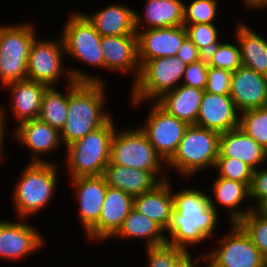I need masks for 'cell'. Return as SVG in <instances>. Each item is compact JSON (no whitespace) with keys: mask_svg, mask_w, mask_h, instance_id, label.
Here are the masks:
<instances>
[{"mask_svg":"<svg viewBox=\"0 0 267 267\" xmlns=\"http://www.w3.org/2000/svg\"><path fill=\"white\" fill-rule=\"evenodd\" d=\"M267 199V166L253 170L251 184L249 186V200L253 202L255 209L261 202ZM255 203V204H254Z\"/></svg>","mask_w":267,"mask_h":267,"instance_id":"obj_41","label":"cell"},{"mask_svg":"<svg viewBox=\"0 0 267 267\" xmlns=\"http://www.w3.org/2000/svg\"><path fill=\"white\" fill-rule=\"evenodd\" d=\"M78 201V216L86 233L98 220L104 204L107 183L103 175L69 179Z\"/></svg>","mask_w":267,"mask_h":267,"instance_id":"obj_18","label":"cell"},{"mask_svg":"<svg viewBox=\"0 0 267 267\" xmlns=\"http://www.w3.org/2000/svg\"><path fill=\"white\" fill-rule=\"evenodd\" d=\"M262 267H267V260L264 261L263 266Z\"/></svg>","mask_w":267,"mask_h":267,"instance_id":"obj_47","label":"cell"},{"mask_svg":"<svg viewBox=\"0 0 267 267\" xmlns=\"http://www.w3.org/2000/svg\"><path fill=\"white\" fill-rule=\"evenodd\" d=\"M186 38L187 31L184 25L138 31L140 65L152 59L176 56Z\"/></svg>","mask_w":267,"mask_h":267,"instance_id":"obj_16","label":"cell"},{"mask_svg":"<svg viewBox=\"0 0 267 267\" xmlns=\"http://www.w3.org/2000/svg\"><path fill=\"white\" fill-rule=\"evenodd\" d=\"M0 219V259L15 262L27 257L45 246L40 230L29 224L27 219ZM20 220V221H19Z\"/></svg>","mask_w":267,"mask_h":267,"instance_id":"obj_13","label":"cell"},{"mask_svg":"<svg viewBox=\"0 0 267 267\" xmlns=\"http://www.w3.org/2000/svg\"><path fill=\"white\" fill-rule=\"evenodd\" d=\"M204 90L180 84L155 102L170 115L195 125Z\"/></svg>","mask_w":267,"mask_h":267,"instance_id":"obj_28","label":"cell"},{"mask_svg":"<svg viewBox=\"0 0 267 267\" xmlns=\"http://www.w3.org/2000/svg\"><path fill=\"white\" fill-rule=\"evenodd\" d=\"M187 31V37L198 47L205 56L219 42L220 32L216 24H183Z\"/></svg>","mask_w":267,"mask_h":267,"instance_id":"obj_35","label":"cell"},{"mask_svg":"<svg viewBox=\"0 0 267 267\" xmlns=\"http://www.w3.org/2000/svg\"><path fill=\"white\" fill-rule=\"evenodd\" d=\"M239 128L267 151V106L241 112Z\"/></svg>","mask_w":267,"mask_h":267,"instance_id":"obj_32","label":"cell"},{"mask_svg":"<svg viewBox=\"0 0 267 267\" xmlns=\"http://www.w3.org/2000/svg\"><path fill=\"white\" fill-rule=\"evenodd\" d=\"M144 8L143 14L135 10L136 33L141 30L184 24V2L182 0H146Z\"/></svg>","mask_w":267,"mask_h":267,"instance_id":"obj_26","label":"cell"},{"mask_svg":"<svg viewBox=\"0 0 267 267\" xmlns=\"http://www.w3.org/2000/svg\"><path fill=\"white\" fill-rule=\"evenodd\" d=\"M208 63L202 60L186 66L181 84L205 90L207 85Z\"/></svg>","mask_w":267,"mask_h":267,"instance_id":"obj_40","label":"cell"},{"mask_svg":"<svg viewBox=\"0 0 267 267\" xmlns=\"http://www.w3.org/2000/svg\"><path fill=\"white\" fill-rule=\"evenodd\" d=\"M114 119L113 116L105 125L64 149L69 179L103 175L110 163L111 141L116 130Z\"/></svg>","mask_w":267,"mask_h":267,"instance_id":"obj_5","label":"cell"},{"mask_svg":"<svg viewBox=\"0 0 267 267\" xmlns=\"http://www.w3.org/2000/svg\"><path fill=\"white\" fill-rule=\"evenodd\" d=\"M4 108L5 107H2L0 105V164L3 161L2 159L4 158L3 153L5 151H4L3 148L6 147V146H4V144H5L4 140H6L4 138L7 137L6 134H5L7 131L4 128L7 126L6 122H7L8 119H6V117H7L6 115H7V113H9V112H6V109H4Z\"/></svg>","mask_w":267,"mask_h":267,"instance_id":"obj_44","label":"cell"},{"mask_svg":"<svg viewBox=\"0 0 267 267\" xmlns=\"http://www.w3.org/2000/svg\"><path fill=\"white\" fill-rule=\"evenodd\" d=\"M162 181L153 190L133 198V208L155 221L165 231L170 226L174 210L172 181Z\"/></svg>","mask_w":267,"mask_h":267,"instance_id":"obj_24","label":"cell"},{"mask_svg":"<svg viewBox=\"0 0 267 267\" xmlns=\"http://www.w3.org/2000/svg\"><path fill=\"white\" fill-rule=\"evenodd\" d=\"M208 66L227 69L234 72L242 66L238 42L232 44L220 41L207 55L204 56Z\"/></svg>","mask_w":267,"mask_h":267,"instance_id":"obj_33","label":"cell"},{"mask_svg":"<svg viewBox=\"0 0 267 267\" xmlns=\"http://www.w3.org/2000/svg\"><path fill=\"white\" fill-rule=\"evenodd\" d=\"M147 114L140 129L167 163L177 151L189 124L167 113L156 102L151 103Z\"/></svg>","mask_w":267,"mask_h":267,"instance_id":"obj_12","label":"cell"},{"mask_svg":"<svg viewBox=\"0 0 267 267\" xmlns=\"http://www.w3.org/2000/svg\"><path fill=\"white\" fill-rule=\"evenodd\" d=\"M218 158H234L256 170L267 163V151L237 127L220 134Z\"/></svg>","mask_w":267,"mask_h":267,"instance_id":"obj_22","label":"cell"},{"mask_svg":"<svg viewBox=\"0 0 267 267\" xmlns=\"http://www.w3.org/2000/svg\"><path fill=\"white\" fill-rule=\"evenodd\" d=\"M10 92L11 115L16 120V125L22 122L38 119L42 99L45 91L49 88L43 83L29 79L8 83L3 87Z\"/></svg>","mask_w":267,"mask_h":267,"instance_id":"obj_21","label":"cell"},{"mask_svg":"<svg viewBox=\"0 0 267 267\" xmlns=\"http://www.w3.org/2000/svg\"><path fill=\"white\" fill-rule=\"evenodd\" d=\"M233 72L208 66L207 85L204 91L213 94L230 95Z\"/></svg>","mask_w":267,"mask_h":267,"instance_id":"obj_39","label":"cell"},{"mask_svg":"<svg viewBox=\"0 0 267 267\" xmlns=\"http://www.w3.org/2000/svg\"><path fill=\"white\" fill-rule=\"evenodd\" d=\"M230 96L241 113L267 106V76L240 66L233 72Z\"/></svg>","mask_w":267,"mask_h":267,"instance_id":"obj_19","label":"cell"},{"mask_svg":"<svg viewBox=\"0 0 267 267\" xmlns=\"http://www.w3.org/2000/svg\"><path fill=\"white\" fill-rule=\"evenodd\" d=\"M218 177L251 184L253 169L243 161L234 158H217L215 167Z\"/></svg>","mask_w":267,"mask_h":267,"instance_id":"obj_37","label":"cell"},{"mask_svg":"<svg viewBox=\"0 0 267 267\" xmlns=\"http://www.w3.org/2000/svg\"><path fill=\"white\" fill-rule=\"evenodd\" d=\"M132 240L142 239L145 247L161 245L167 242L166 231L155 221L132 208L124 219L122 227L112 238Z\"/></svg>","mask_w":267,"mask_h":267,"instance_id":"obj_30","label":"cell"},{"mask_svg":"<svg viewBox=\"0 0 267 267\" xmlns=\"http://www.w3.org/2000/svg\"><path fill=\"white\" fill-rule=\"evenodd\" d=\"M133 208V197L119 189L107 186L99 220L84 234L90 241L103 243L122 227Z\"/></svg>","mask_w":267,"mask_h":267,"instance_id":"obj_15","label":"cell"},{"mask_svg":"<svg viewBox=\"0 0 267 267\" xmlns=\"http://www.w3.org/2000/svg\"><path fill=\"white\" fill-rule=\"evenodd\" d=\"M100 44L106 71L120 75L132 71L135 76L132 81L135 82L141 69L137 35L102 36Z\"/></svg>","mask_w":267,"mask_h":267,"instance_id":"obj_20","label":"cell"},{"mask_svg":"<svg viewBox=\"0 0 267 267\" xmlns=\"http://www.w3.org/2000/svg\"><path fill=\"white\" fill-rule=\"evenodd\" d=\"M101 36L137 35L135 9L112 3L92 14L81 12Z\"/></svg>","mask_w":267,"mask_h":267,"instance_id":"obj_25","label":"cell"},{"mask_svg":"<svg viewBox=\"0 0 267 267\" xmlns=\"http://www.w3.org/2000/svg\"><path fill=\"white\" fill-rule=\"evenodd\" d=\"M66 92L59 91L57 85L49 87L43 96L39 119L61 131L68 117V85Z\"/></svg>","mask_w":267,"mask_h":267,"instance_id":"obj_31","label":"cell"},{"mask_svg":"<svg viewBox=\"0 0 267 267\" xmlns=\"http://www.w3.org/2000/svg\"><path fill=\"white\" fill-rule=\"evenodd\" d=\"M105 89V83L100 82L73 81L68 84V117L60 131L65 148L105 125L113 117L105 109L108 100Z\"/></svg>","mask_w":267,"mask_h":267,"instance_id":"obj_2","label":"cell"},{"mask_svg":"<svg viewBox=\"0 0 267 267\" xmlns=\"http://www.w3.org/2000/svg\"><path fill=\"white\" fill-rule=\"evenodd\" d=\"M173 198L174 210L166 231L167 243L190 251L189 247L203 244L215 235L213 232L221 214L210 206L205 191L184 187L180 191H173Z\"/></svg>","mask_w":267,"mask_h":267,"instance_id":"obj_1","label":"cell"},{"mask_svg":"<svg viewBox=\"0 0 267 267\" xmlns=\"http://www.w3.org/2000/svg\"><path fill=\"white\" fill-rule=\"evenodd\" d=\"M38 37L34 39L30 48L27 64V79L43 83L48 87H55L56 83L58 84L63 79L67 80V85L73 81L105 82L100 75L96 77L88 72L85 73L80 68L74 69L71 66L67 68L68 65L65 67L64 59L66 54L61 35L58 40H44Z\"/></svg>","mask_w":267,"mask_h":267,"instance_id":"obj_3","label":"cell"},{"mask_svg":"<svg viewBox=\"0 0 267 267\" xmlns=\"http://www.w3.org/2000/svg\"><path fill=\"white\" fill-rule=\"evenodd\" d=\"M12 191L16 218L31 219L52 203L58 187V163H29Z\"/></svg>","mask_w":267,"mask_h":267,"instance_id":"obj_4","label":"cell"},{"mask_svg":"<svg viewBox=\"0 0 267 267\" xmlns=\"http://www.w3.org/2000/svg\"><path fill=\"white\" fill-rule=\"evenodd\" d=\"M205 264L204 267H211L207 262Z\"/></svg>","mask_w":267,"mask_h":267,"instance_id":"obj_48","label":"cell"},{"mask_svg":"<svg viewBox=\"0 0 267 267\" xmlns=\"http://www.w3.org/2000/svg\"><path fill=\"white\" fill-rule=\"evenodd\" d=\"M103 176L107 186L119 189L133 198L153 190L161 181L150 171L112 164L105 167Z\"/></svg>","mask_w":267,"mask_h":267,"instance_id":"obj_27","label":"cell"},{"mask_svg":"<svg viewBox=\"0 0 267 267\" xmlns=\"http://www.w3.org/2000/svg\"><path fill=\"white\" fill-rule=\"evenodd\" d=\"M176 56L187 65L196 63L204 58L198 47L188 37L183 41Z\"/></svg>","mask_w":267,"mask_h":267,"instance_id":"obj_42","label":"cell"},{"mask_svg":"<svg viewBox=\"0 0 267 267\" xmlns=\"http://www.w3.org/2000/svg\"><path fill=\"white\" fill-rule=\"evenodd\" d=\"M255 210L262 215L264 218L267 219V199L261 202Z\"/></svg>","mask_w":267,"mask_h":267,"instance_id":"obj_46","label":"cell"},{"mask_svg":"<svg viewBox=\"0 0 267 267\" xmlns=\"http://www.w3.org/2000/svg\"><path fill=\"white\" fill-rule=\"evenodd\" d=\"M236 25L233 38L240 48L242 66L267 76V38L245 22L239 21Z\"/></svg>","mask_w":267,"mask_h":267,"instance_id":"obj_29","label":"cell"},{"mask_svg":"<svg viewBox=\"0 0 267 267\" xmlns=\"http://www.w3.org/2000/svg\"><path fill=\"white\" fill-rule=\"evenodd\" d=\"M213 181L211 191L214 196L208 193L210 206L217 210V205L220 204L224 209H227L226 214L228 215L230 224L239 223L251 210H253L251 204L243 210L240 208V206L242 207L243 202H246L249 199V187L245 183L218 176L215 177Z\"/></svg>","mask_w":267,"mask_h":267,"instance_id":"obj_23","label":"cell"},{"mask_svg":"<svg viewBox=\"0 0 267 267\" xmlns=\"http://www.w3.org/2000/svg\"><path fill=\"white\" fill-rule=\"evenodd\" d=\"M243 4L245 5V7L247 6V10L248 9H252V10H258L260 9H266L267 8V0H242Z\"/></svg>","mask_w":267,"mask_h":267,"instance_id":"obj_45","label":"cell"},{"mask_svg":"<svg viewBox=\"0 0 267 267\" xmlns=\"http://www.w3.org/2000/svg\"><path fill=\"white\" fill-rule=\"evenodd\" d=\"M110 162L124 167L152 172L161 182L168 178L165 174L167 163L157 153L146 134L140 129L118 130L111 141ZM164 169V170H163Z\"/></svg>","mask_w":267,"mask_h":267,"instance_id":"obj_7","label":"cell"},{"mask_svg":"<svg viewBox=\"0 0 267 267\" xmlns=\"http://www.w3.org/2000/svg\"><path fill=\"white\" fill-rule=\"evenodd\" d=\"M220 133L189 125L182 137L177 151L167 162V169L176 170L183 179L188 180L208 168L214 169L219 155Z\"/></svg>","mask_w":267,"mask_h":267,"instance_id":"obj_6","label":"cell"},{"mask_svg":"<svg viewBox=\"0 0 267 267\" xmlns=\"http://www.w3.org/2000/svg\"><path fill=\"white\" fill-rule=\"evenodd\" d=\"M33 23L0 25V85L27 79L29 52L37 37Z\"/></svg>","mask_w":267,"mask_h":267,"instance_id":"obj_9","label":"cell"},{"mask_svg":"<svg viewBox=\"0 0 267 267\" xmlns=\"http://www.w3.org/2000/svg\"><path fill=\"white\" fill-rule=\"evenodd\" d=\"M72 13L68 15V21H65L60 33L67 58L69 56L104 70L105 62L100 44L102 36L79 10Z\"/></svg>","mask_w":267,"mask_h":267,"instance_id":"obj_10","label":"cell"},{"mask_svg":"<svg viewBox=\"0 0 267 267\" xmlns=\"http://www.w3.org/2000/svg\"><path fill=\"white\" fill-rule=\"evenodd\" d=\"M238 224L267 260V219L253 209Z\"/></svg>","mask_w":267,"mask_h":267,"instance_id":"obj_34","label":"cell"},{"mask_svg":"<svg viewBox=\"0 0 267 267\" xmlns=\"http://www.w3.org/2000/svg\"><path fill=\"white\" fill-rule=\"evenodd\" d=\"M185 64L179 57H162L145 61L132 89L131 106H138L152 100L155 102L163 94L178 87L183 79Z\"/></svg>","mask_w":267,"mask_h":267,"instance_id":"obj_8","label":"cell"},{"mask_svg":"<svg viewBox=\"0 0 267 267\" xmlns=\"http://www.w3.org/2000/svg\"><path fill=\"white\" fill-rule=\"evenodd\" d=\"M240 112L230 95L204 91L196 126L224 133L239 127Z\"/></svg>","mask_w":267,"mask_h":267,"instance_id":"obj_17","label":"cell"},{"mask_svg":"<svg viewBox=\"0 0 267 267\" xmlns=\"http://www.w3.org/2000/svg\"><path fill=\"white\" fill-rule=\"evenodd\" d=\"M191 251H185L173 264L172 267H203L206 263V253L199 254L198 257H192ZM197 258V259H196ZM204 261V262H202Z\"/></svg>","mask_w":267,"mask_h":267,"instance_id":"obj_43","label":"cell"},{"mask_svg":"<svg viewBox=\"0 0 267 267\" xmlns=\"http://www.w3.org/2000/svg\"><path fill=\"white\" fill-rule=\"evenodd\" d=\"M230 225L229 234L206 252V262L211 267H262L265 259L249 235L238 223Z\"/></svg>","mask_w":267,"mask_h":267,"instance_id":"obj_11","label":"cell"},{"mask_svg":"<svg viewBox=\"0 0 267 267\" xmlns=\"http://www.w3.org/2000/svg\"><path fill=\"white\" fill-rule=\"evenodd\" d=\"M16 127L10 132L11 137L17 144L26 147L32 153L29 163H57L48 161L41 156L56 152L62 148L63 144L60 138V131L49 124L38 119L28 120L15 125ZM62 145V146H61ZM41 155V156H40Z\"/></svg>","mask_w":267,"mask_h":267,"instance_id":"obj_14","label":"cell"},{"mask_svg":"<svg viewBox=\"0 0 267 267\" xmlns=\"http://www.w3.org/2000/svg\"><path fill=\"white\" fill-rule=\"evenodd\" d=\"M184 2V24H216L218 14L216 0H193Z\"/></svg>","mask_w":267,"mask_h":267,"instance_id":"obj_36","label":"cell"},{"mask_svg":"<svg viewBox=\"0 0 267 267\" xmlns=\"http://www.w3.org/2000/svg\"><path fill=\"white\" fill-rule=\"evenodd\" d=\"M146 258L149 267H172L174 262L185 252V250L164 243L157 246L146 247Z\"/></svg>","mask_w":267,"mask_h":267,"instance_id":"obj_38","label":"cell"}]
</instances>
